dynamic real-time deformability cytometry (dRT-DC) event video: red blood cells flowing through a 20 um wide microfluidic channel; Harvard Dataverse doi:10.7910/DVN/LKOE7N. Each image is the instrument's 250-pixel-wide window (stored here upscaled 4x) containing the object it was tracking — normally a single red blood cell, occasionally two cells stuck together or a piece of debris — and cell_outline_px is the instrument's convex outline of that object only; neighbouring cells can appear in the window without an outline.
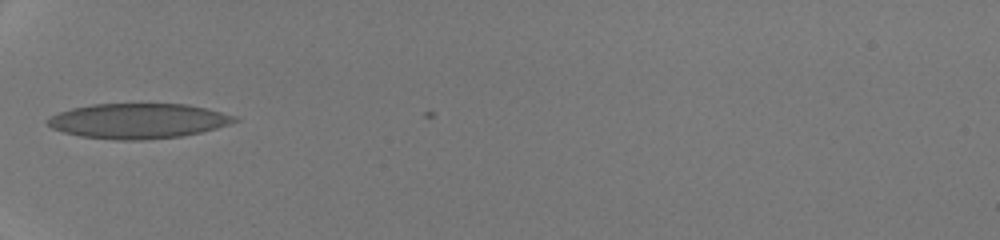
{"species": "human", "species_latin": "Homo sapiens", "temperature_condition": "room temperature", "stored_images_in_passage": 30, "camera_frame_rate_fps": 3000, "um_per_image_px": 0.085, "donor": {"sex": "male"}, "frame": {"image": 1, "passage_image": 1, "time_ms": 0.0, "image_size_px": [1000, 240], "cell_outline_px": [[240, 120], [216, 128], [200, 132], [180, 136], [140, 140], [116, 140], [80, 136], [64, 132], [52, 128], [44, 120], [60, 112], [72, 108], [92, 104], [188, 104], [236, 116]], "centroid_in_image_um": [11.72, 10.28], "position_along_channel_um": 73.3, "area_um2": 37.92}}
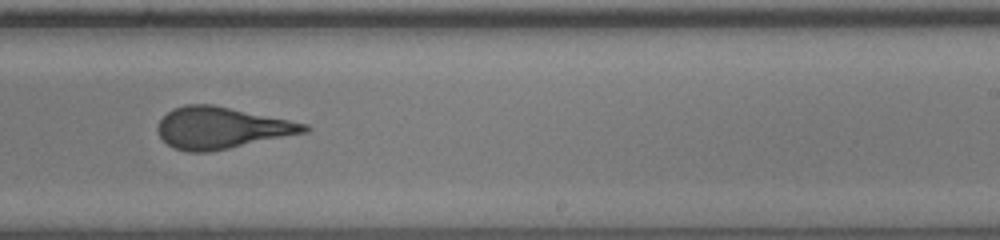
{"frame": {"image": 2, "passage_image": 15, "time_ms": 4.667, "image_size_px": [1000, 240], "cell_outline_px": [[312, 128], [308, 132], [208, 152], [188, 152], [172, 148], [156, 132], [156, 128], [160, 120], [172, 108], [184, 104], [212, 104], [308, 124]], "centroid_in_image_um": [18.8, 10.87], "position_along_channel_um": 270.2, "area_um2": 35.43}}
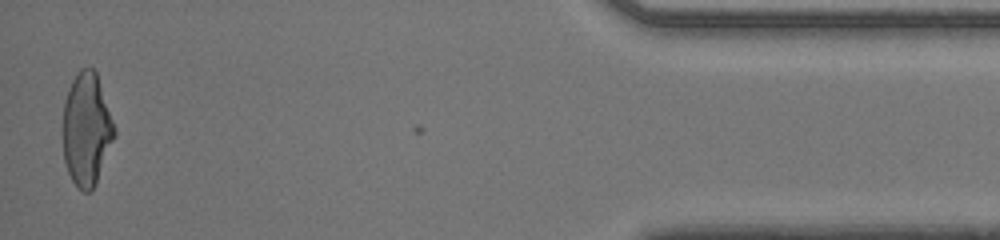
{"frame": {"image": 3, "passage_image": 30, "time_ms": 9.667, "image_size_px": [1000, 240], "cell_outline_px": [[116, 136], [96, 184], [92, 192], [84, 192], [72, 180], [68, 172], [64, 160], [64, 100], [68, 88], [76, 72], [80, 68], [92, 68], [96, 72], [116, 128]], "centroid_in_image_um": [7.38, 11.0], "position_along_channel_um": 427.8, "area_um2": 33.93}, "authors_computed_cell_mechanics": {"area_um2": 35.547, "velocity_mm_per_s": 4.3467, "shape_relaxation_time_tau1_ms": 6.5942, "shape_relaxation_time_tau2_ms": 0.7299, "deformation_change_tau1": 0.2474, "deformation_change_tau2": 0.0951}}